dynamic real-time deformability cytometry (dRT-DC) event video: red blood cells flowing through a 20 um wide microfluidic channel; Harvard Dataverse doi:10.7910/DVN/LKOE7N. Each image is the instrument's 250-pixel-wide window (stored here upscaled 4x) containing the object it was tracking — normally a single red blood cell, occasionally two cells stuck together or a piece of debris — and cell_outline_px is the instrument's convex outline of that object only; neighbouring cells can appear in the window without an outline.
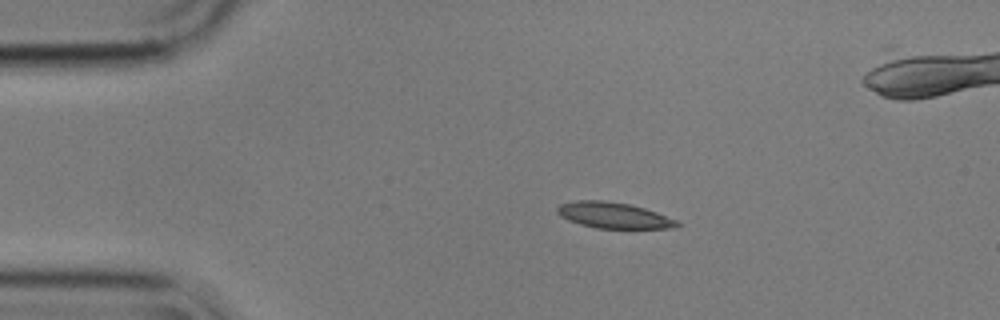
{"species": "common noctule bat (a hibernating species)", "species_latin": "Nyctalus noctula", "temperature_condition": "cold", "stored_images_in_passage": 47, "camera_frame_rate_fps": 3000, "um_per_image_px": 0.085, "animal": {"sex": "male", "body_mass_g": 17.9}, "frame": {"image": 1, "passage_image": 1, "time_ms": 0.0, "image_size_px": [1000, 320], "cell_outline_px": [[680, 224], [676, 228], [596, 228], [580, 224], [568, 220], [560, 216], [556, 212], [556, 208], [560, 204], [576, 200], [604, 200], [628, 204], [644, 208], [656, 212], [676, 220]], "centroid_in_image_um": [52.12, 18.3], "position_along_channel_um": 32.9, "area_um2": 18.03}}
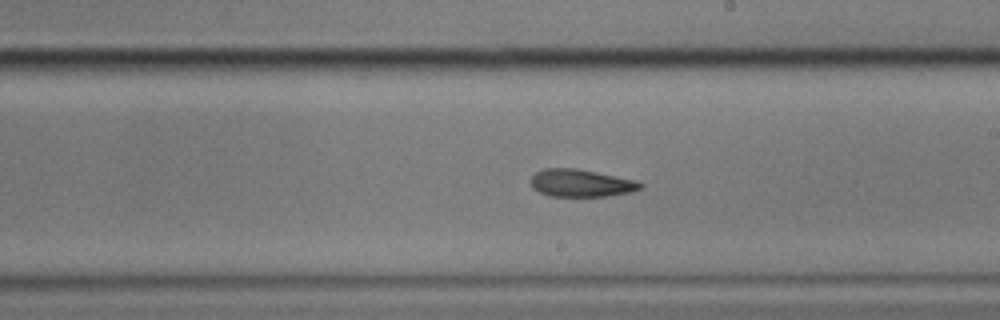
{"frame": {"image": 2, "passage_image": 22, "time_ms": 7.0, "image_size_px": [1000, 320], "cell_outline_px": [[644, 184], [640, 188], [632, 192], [608, 196], [548, 196], [532, 188], [532, 176], [536, 172], [544, 168], [576, 168], [640, 180]], "centroid_in_image_um": [49.44, 15.56], "position_along_channel_um": 239.6, "area_um2": 17.74}}
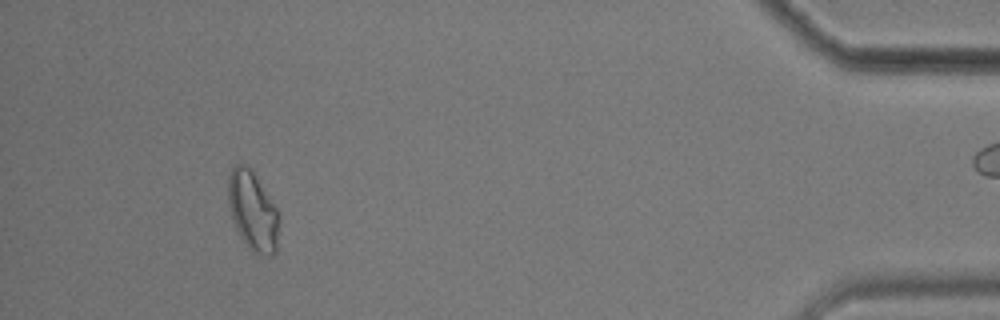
{"frame": {"image": 3, "passage_image": 42, "time_ms": 13.667, "image_size_px": [1000, 320], "cell_outline_px": [[280, 220], [276, 252], [272, 256], [256, 256], [248, 248], [240, 236], [232, 220], [228, 204], [228, 172], [236, 164], [248, 164], [280, 212]], "centroid_in_image_um": [21.5, 17.96], "position_along_channel_um": 413.7, "area_um2": 24.22}}